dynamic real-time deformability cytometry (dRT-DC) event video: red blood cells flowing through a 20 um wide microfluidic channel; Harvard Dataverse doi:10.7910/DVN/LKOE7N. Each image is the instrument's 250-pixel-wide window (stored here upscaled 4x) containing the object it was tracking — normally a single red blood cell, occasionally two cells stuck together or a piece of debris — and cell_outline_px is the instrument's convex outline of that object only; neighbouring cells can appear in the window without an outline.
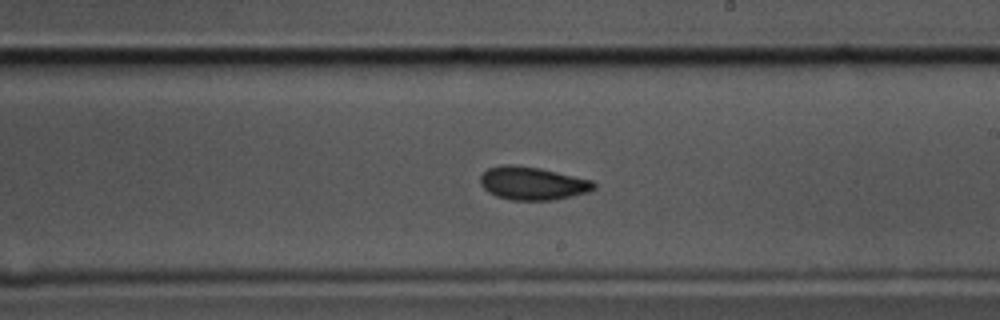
{"species": "common noctule bat (a hibernating species)", "species_latin": "Nyctalus noctula", "temperature_condition": "cold", "stored_images_in_passage": 48, "camera_frame_rate_fps": 3000, "um_per_image_px": 0.085, "animal": {"sex": "male", "body_mass_g": 17.5, "forearm_length_mm": 52.3}, "frame": {"image": 1, "passage_image": 23, "time_ms": 7.333, "image_size_px": [1000, 320], "cell_outline_px": [[596, 188], [588, 192], [572, 196], [552, 200], [512, 200], [496, 196], [488, 192], [480, 184], [480, 176], [488, 168], [500, 164], [512, 164], [540, 168], [592, 180], [596, 184]], "centroid_in_image_um": [45.25, 15.58], "position_along_channel_um": 243.7, "area_um2": 22.02}}
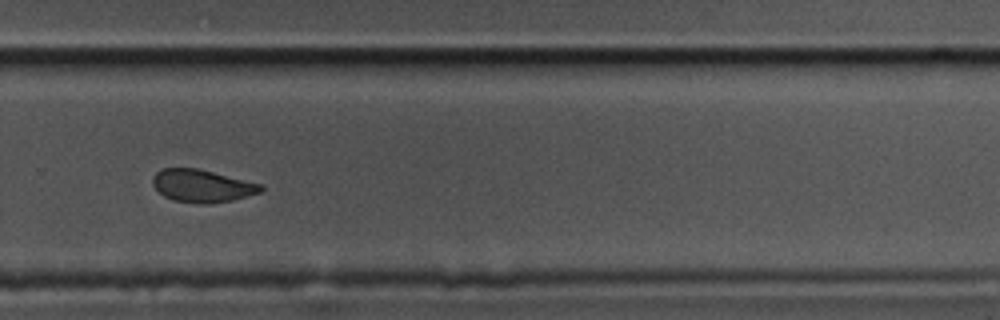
{"frame": {"image": 2, "passage_image": 29, "time_ms": 9.333, "image_size_px": [1000, 320], "cell_outline_px": [[264, 188], [260, 192], [232, 200], [204, 204], [200, 204], [172, 200], [164, 196], [152, 184], [152, 176], [156, 172], [164, 168], [196, 168], [264, 184]], "centroid_in_image_um": [17.17, 15.79], "position_along_channel_um": 312.6, "area_um2": 20.52}}
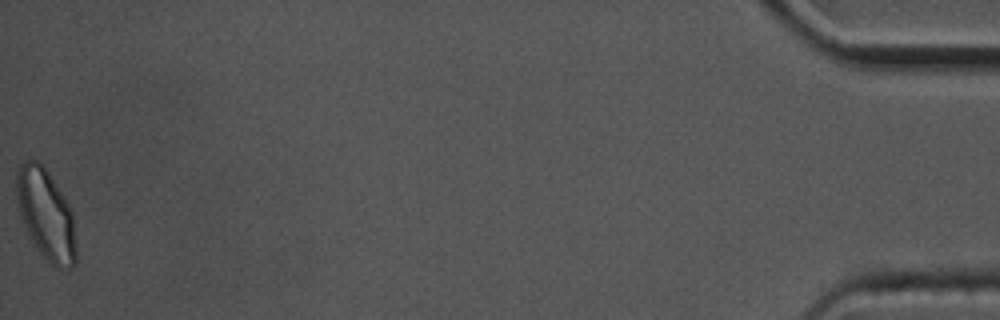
{"frame": {"image": 3, "passage_image": 48, "time_ms": 15.667, "image_size_px": [1000, 320], "cell_outline_px": [[76, 264], [72, 268], [68, 268], [52, 264], [40, 252], [28, 232], [24, 224], [20, 212], [16, 196], [16, 172], [20, 164], [24, 160], [36, 160], [44, 164], [64, 196], [72, 212], [76, 248]], "centroid_in_image_um": [3.91, 18.16], "position_along_channel_um": 431.3, "area_um2": 31.1}, "authors_computed_cell_mechanics": {"area_um2": 22.2819, "velocity_mm_per_s": 3.4414, "shape_relaxation_time_tau1_ms": 5.564, "shape_relaxation_time_tau2_ms": 2.4674, "deformation_change_tau1": 0.1037, "deformation_change_tau2": 0.0757}}